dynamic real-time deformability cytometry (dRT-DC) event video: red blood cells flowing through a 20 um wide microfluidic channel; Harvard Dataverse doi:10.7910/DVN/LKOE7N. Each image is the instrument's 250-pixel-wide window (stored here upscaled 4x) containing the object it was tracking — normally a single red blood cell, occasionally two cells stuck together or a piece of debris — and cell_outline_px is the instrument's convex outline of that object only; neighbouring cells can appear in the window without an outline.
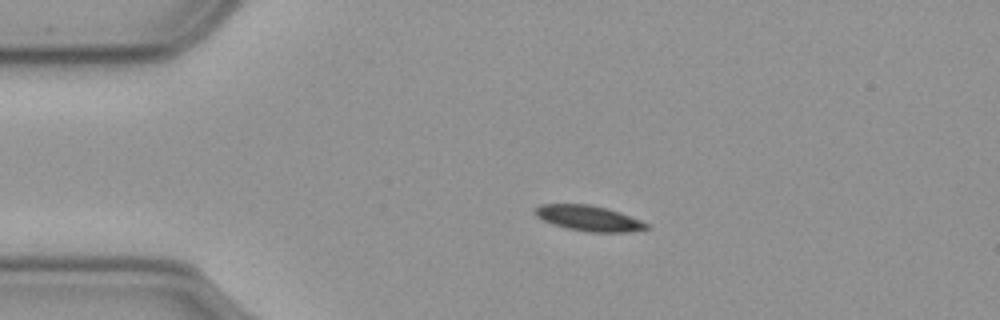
{"species": "common noctule bat (a hibernating species)", "species_latin": "Nyctalus noctula", "temperature_condition": "cold", "stored_images_in_passage": 46, "camera_frame_rate_fps": 3000, "um_per_image_px": 0.085, "animal": {"sex": "male", "body_mass_g": 23.1, "forearm_length_mm": 52.7}, "frame": {"image": 1, "passage_image": 1, "time_ms": 0.0, "image_size_px": [1000, 320], "cell_outline_px": [[652, 228], [628, 232], [588, 232], [568, 228], [552, 224], [536, 216], [532, 212], [540, 204], [588, 204], [620, 212], [640, 220], [648, 224]], "centroid_in_image_um": [50.04, 18.55], "position_along_channel_um": 35.0, "area_um2": 16.47}}
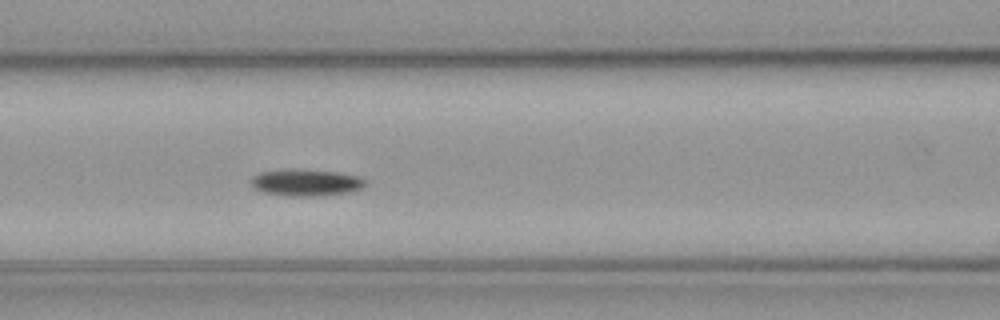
{"frame": {"image": 2, "passage_image": 13, "time_ms": 4.0, "image_size_px": [1000, 320], "cell_outline_px": [[364, 184], [360, 188], [348, 192], [312, 196], [292, 196], [264, 192], [252, 188], [252, 176], [260, 172], [336, 172], [356, 176], [364, 180]], "centroid_in_image_um": [25.98, 15.57], "position_along_channel_um": 140.6, "area_um2": 16.42}}
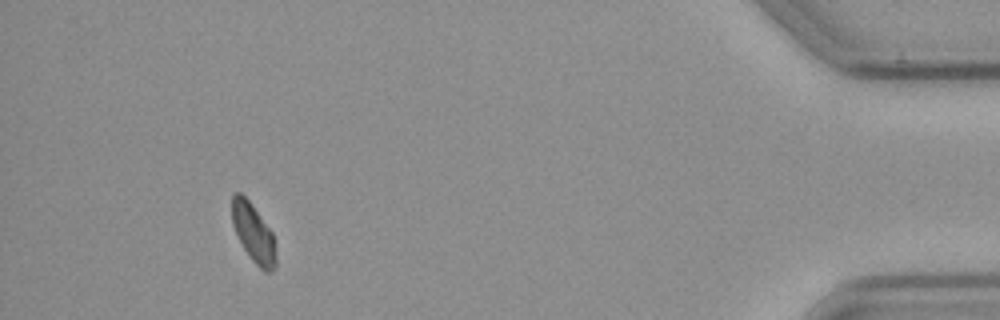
{"frame": {"image": 3, "passage_image": 42, "time_ms": 13.667, "image_size_px": [1000, 320], "cell_outline_px": [[276, 264], [268, 272], [264, 272], [252, 260], [244, 248], [232, 224], [232, 196], [236, 192], [240, 192], [248, 200], [272, 232], [276, 260]], "centroid_in_image_um": [21.52, 19.8], "position_along_channel_um": 413.7, "area_um2": 14.51}, "authors_computed_cell_mechanics": {"area_um2": 16.5886, "velocity_mm_per_s": 3.5622, "shape_relaxation_time_tau1_ms": 7.0841, "shape_relaxation_time_tau2_ms": null, "deformation_change_tau1": 0.0977, "deformation_change_tau2": null}}